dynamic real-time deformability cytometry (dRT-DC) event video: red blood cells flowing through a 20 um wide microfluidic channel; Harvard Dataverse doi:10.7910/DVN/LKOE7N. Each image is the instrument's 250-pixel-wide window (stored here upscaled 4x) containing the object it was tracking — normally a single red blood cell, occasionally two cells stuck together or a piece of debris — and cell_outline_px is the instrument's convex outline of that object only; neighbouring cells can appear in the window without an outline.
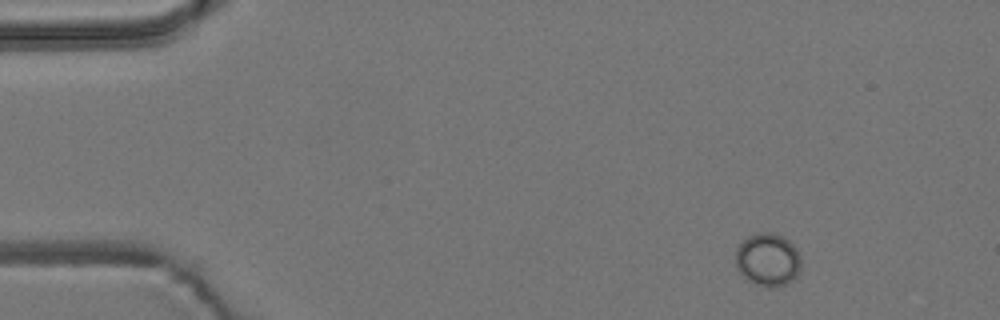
{"species": "common noctule bat (a hibernating species)", "species_latin": "Nyctalus noctula", "temperature_condition": "room temperature", "stored_images_in_passage": 5, "camera_frame_rate_fps": 3000, "um_per_image_px": 0.085, "animal": {"sex": "male", "body_mass_g": 19.2, "forearm_length_mm": 51.8}, "frame": {"image": 1, "passage_image": 1, "time_ms": 0.0, "image_size_px": [1000, 320], "cell_outline_px": [[800, 268], [796, 276], [788, 284], [776, 288], [768, 288], [748, 280], [736, 268], [736, 248], [748, 236], [760, 232], [768, 232], [780, 236], [788, 240], [796, 248], [800, 256]], "centroid_in_image_um": [65.27, 22.09], "position_along_channel_um": 19.7, "area_um2": 20.17}}
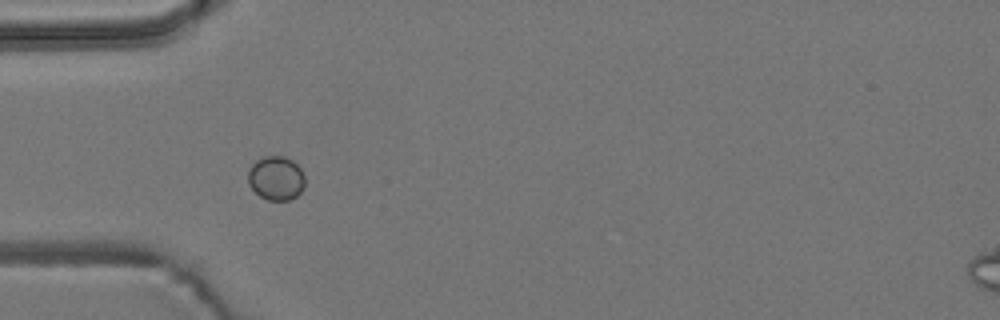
{"frame": {"image": 2, "passage_image": 4, "time_ms": 1.0, "image_size_px": [1000, 320], "cell_outline_px": [[304, 188], [296, 196], [288, 200], [268, 200], [260, 196], [248, 184], [248, 168], [256, 160], [264, 156], [284, 156], [292, 160], [300, 168], [304, 176]], "centroid_in_image_um": [23.45, 15.13], "position_along_channel_um": 61.5, "area_um2": 14.62}}
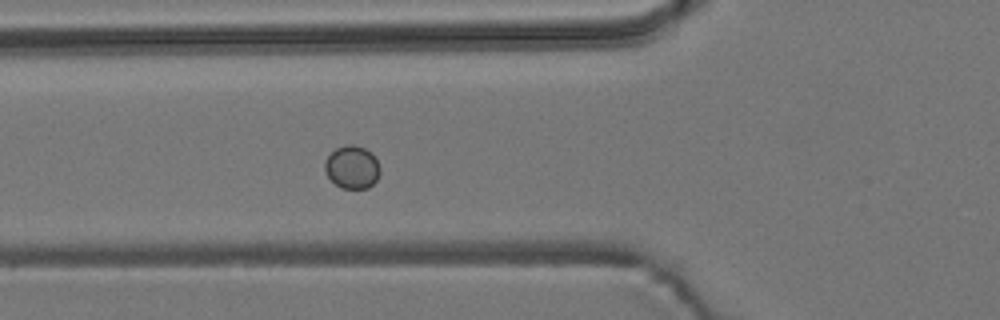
{"frame": {"image": 3, "passage_image": 5, "time_ms": 1.333, "image_size_px": [1000, 320], "cell_outline_px": [[380, 172], [376, 180], [368, 188], [340, 188], [324, 172], [324, 160], [336, 148], [348, 144], [352, 144], [364, 148], [372, 152], [380, 168]], "centroid_in_image_um": [29.92, 14.2], "position_along_channel_um": 95.9, "area_um2": 13.81}}